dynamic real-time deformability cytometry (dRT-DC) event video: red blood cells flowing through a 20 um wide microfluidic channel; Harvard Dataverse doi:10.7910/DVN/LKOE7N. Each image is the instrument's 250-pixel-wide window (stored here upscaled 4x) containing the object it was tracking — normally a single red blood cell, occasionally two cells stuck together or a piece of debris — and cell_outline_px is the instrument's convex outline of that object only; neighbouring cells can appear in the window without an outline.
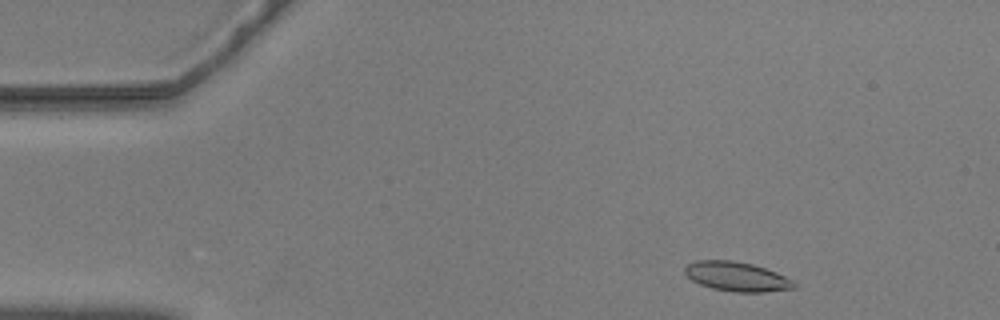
{"species": "common noctule bat (a hibernating species)", "species_latin": "Nyctalus noctula", "temperature_condition": "warm", "stored_images_in_passage": 53, "camera_frame_rate_fps": 3000, "um_per_image_px": 0.085, "animal": {"sex": "male", "body_mass_g": 20.5, "forearm_length_mm": 52.5}, "frame": {"image": 1, "passage_image": 4, "time_ms": 1.0, "image_size_px": [1000, 320], "cell_outline_px": [[796, 288], [764, 292], [736, 292], [712, 288], [700, 284], [692, 280], [684, 272], [684, 268], [688, 264], [696, 260], [732, 260], [752, 264], [776, 272], [792, 280], [796, 284]], "centroid_in_image_um": [62.62, 23.51], "position_along_channel_um": 22.4, "area_um2": 18.61}}
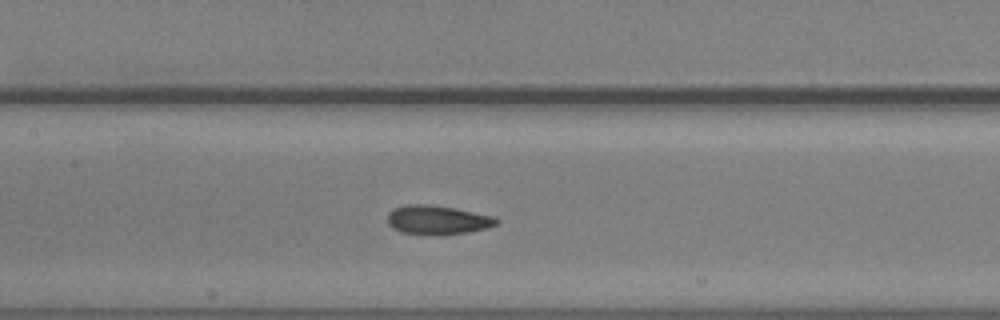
{"frame": {"image": 2, "passage_image": 23, "time_ms": 7.333, "image_size_px": [1000, 320], "cell_outline_px": [[500, 220], [496, 224], [488, 228], [468, 232], [436, 236], [400, 232], [392, 228], [388, 224], [388, 212], [392, 208], [404, 204], [428, 204], [452, 208], [492, 216]], "centroid_in_image_um": [37.13, 18.7], "position_along_channel_um": 170.3, "area_um2": 18.61}}
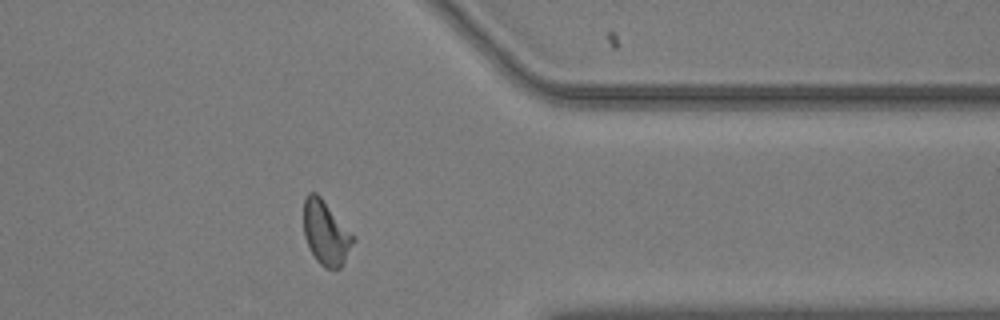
{"frame": {"image": 3, "passage_image": 42, "time_ms": 13.667, "image_size_px": [1000, 320], "cell_outline_px": [[356, 240], [344, 264], [340, 268], [324, 268], [316, 260], [304, 236], [304, 200], [308, 192], [316, 192], [320, 196], [356, 236]], "centroid_in_image_um": [27.74, 19.8], "position_along_channel_um": 383.7, "area_um2": 18.73}, "authors_computed_cell_mechanics": {"area_um2": 18.2648, "velocity_mm_per_s": 3.5585, "shape_relaxation_time_tau1_ms": 5.8869, "shape_relaxation_time_tau2_ms": 2.0505, "deformation_change_tau1": 0.1817, "deformation_change_tau2": 0.0871}}